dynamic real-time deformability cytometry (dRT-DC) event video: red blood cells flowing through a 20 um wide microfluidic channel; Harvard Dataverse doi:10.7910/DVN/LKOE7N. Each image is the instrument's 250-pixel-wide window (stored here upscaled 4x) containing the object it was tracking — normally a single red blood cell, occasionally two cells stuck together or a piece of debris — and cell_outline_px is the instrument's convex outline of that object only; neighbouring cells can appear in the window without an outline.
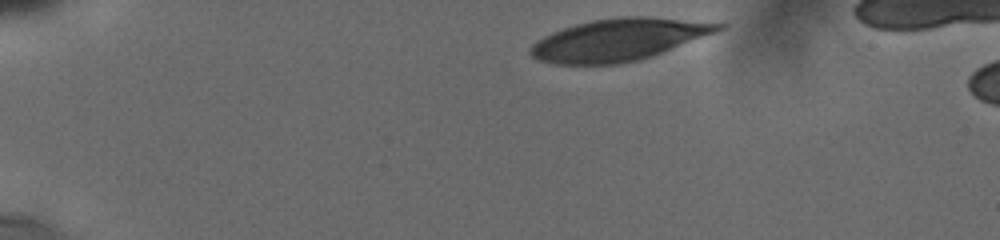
{"species": "human", "species_latin": "Homo sapiens", "temperature_condition": "cold", "stored_images_in_passage": 4, "camera_frame_rate_fps": 3000, "um_per_image_px": 0.085, "donor": {"sex": "male"}, "frame": {"image": 1, "passage_image": 1, "time_ms": 0.0, "image_size_px": [1000, 240], "cell_outline_px": [[728, 24], [724, 28], [716, 32], [652, 56], [640, 60], [620, 64], [552, 64], [536, 60], [528, 52], [532, 44], [536, 40], [552, 32], [576, 24], [592, 20], [620, 16], [648, 16]], "centroid_in_image_um": [52.56, 3.38], "position_along_channel_um": 32.4, "area_um2": 46.07}}